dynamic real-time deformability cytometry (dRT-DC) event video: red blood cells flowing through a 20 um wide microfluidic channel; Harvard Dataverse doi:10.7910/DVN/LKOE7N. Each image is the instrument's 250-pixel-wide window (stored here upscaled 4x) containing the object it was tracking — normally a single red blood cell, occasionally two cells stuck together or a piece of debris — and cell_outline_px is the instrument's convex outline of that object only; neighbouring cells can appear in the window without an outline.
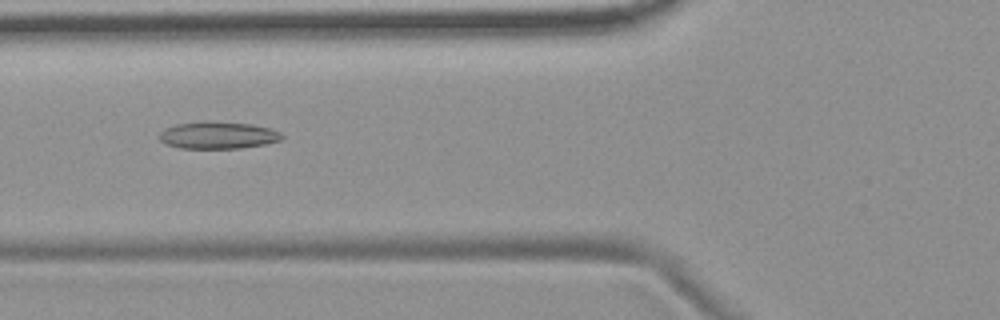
{"species": "common noctule bat (a hibernating species)", "species_latin": "Nyctalus noctula", "temperature_condition": "room temperature", "stored_images_in_passage": 6, "camera_frame_rate_fps": 3000, "um_per_image_px": 0.085, "animal": {"sex": "female", "body_mass_g": 19.9}, "frame": {"image": 1, "passage_image": 2, "time_ms": 1.0, "image_size_px": [1000, 320], "cell_outline_px": [[284, 136], [280, 140], [264, 144], [240, 148], [180, 148], [164, 144], [156, 136], [164, 128], [176, 124], [200, 120], [208, 120], [252, 124], [272, 128], [280, 132]], "centroid_in_image_um": [18.47, 11.47], "position_along_channel_um": 107.3, "area_um2": 19.83}}
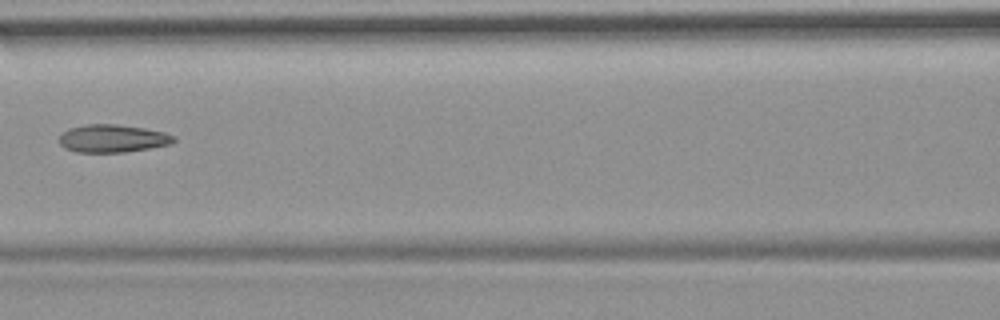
{"frame": {"image": 2, "passage_image": 3, "time_ms": 2.333, "image_size_px": [1000, 320], "cell_outline_px": [[176, 140], [172, 144], [124, 152], [76, 152], [64, 148], [60, 144], [60, 136], [68, 128], [88, 124], [116, 124], [144, 128], [164, 132], [176, 136]], "centroid_in_image_um": [9.59, 11.77], "position_along_channel_um": 157.0, "area_um2": 18.55}}
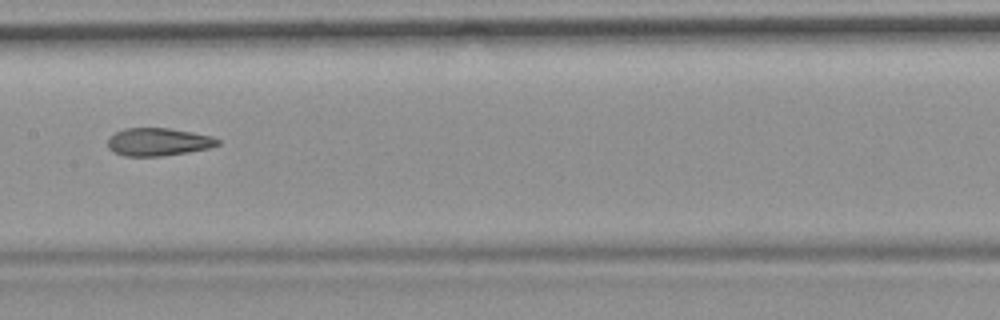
{"frame": {"image": 3, "passage_image": 4, "time_ms": 3.333, "image_size_px": [1000, 320], "cell_outline_px": [[220, 144], [208, 148], [188, 152], [160, 156], [124, 156], [112, 152], [108, 148], [108, 140], [116, 132], [124, 128], [168, 128], [192, 132], [212, 136], [220, 140]], "centroid_in_image_um": [13.44, 12.06], "position_along_channel_um": 194.0, "area_um2": 17.8}}